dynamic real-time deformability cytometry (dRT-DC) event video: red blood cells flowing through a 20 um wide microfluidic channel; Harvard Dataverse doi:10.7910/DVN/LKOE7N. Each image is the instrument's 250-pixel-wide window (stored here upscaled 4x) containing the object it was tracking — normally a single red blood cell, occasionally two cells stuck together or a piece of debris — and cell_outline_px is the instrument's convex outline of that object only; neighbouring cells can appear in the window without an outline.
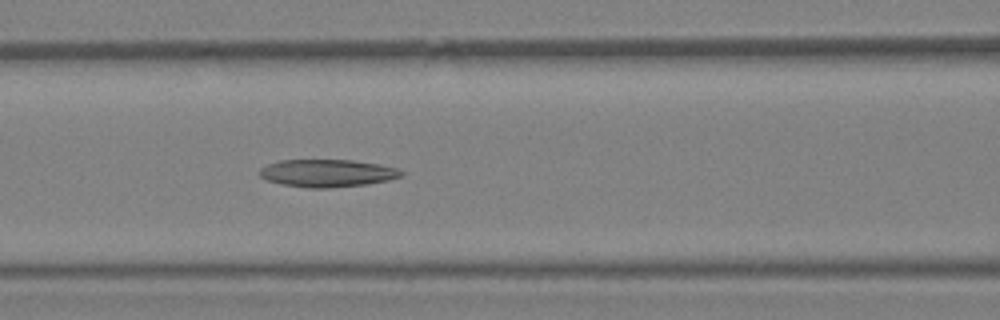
{"species": "Egyptian fruit bat (a non-hibernating species)", "species_latin": "Rousettus aegyptiacus", "temperature_condition": "warm", "stored_images_in_passage": 36, "camera_frame_rate_fps": 3000, "um_per_image_px": 0.085, "animal": {"sex": "female"}, "frame": {"image": 1, "passage_image": 15, "time_ms": 4.667, "image_size_px": [1000, 320], "cell_outline_px": [[404, 176], [388, 180], [368, 184], [328, 188], [308, 188], [284, 184], [268, 180], [260, 176], [256, 172], [260, 168], [268, 164], [280, 160], [352, 160], [380, 164], [396, 168], [404, 172]], "centroid_in_image_um": [27.83, 14.71], "position_along_channel_um": 138.8, "area_um2": 22.83}}
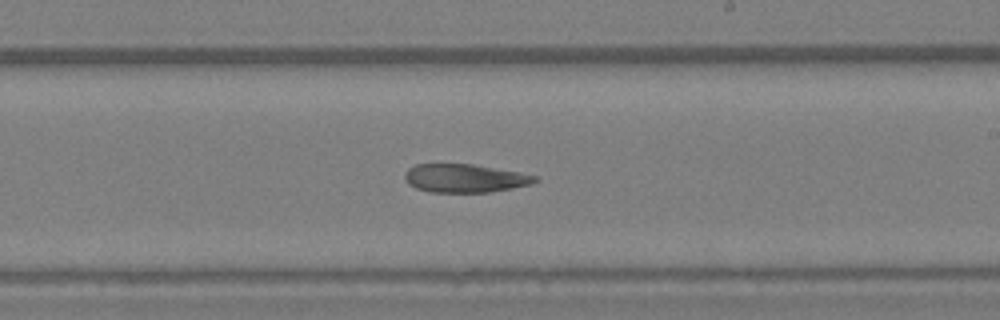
{"frame": {"image": 2, "passage_image": 21, "time_ms": 6.667, "image_size_px": [1000, 320], "cell_outline_px": [[540, 180], [532, 184], [492, 192], [432, 192], [416, 188], [408, 184], [404, 180], [404, 172], [408, 168], [416, 164], [472, 164], [520, 172], [540, 176]], "centroid_in_image_um": [39.54, 15.15], "position_along_channel_um": 249.5, "area_um2": 21.79}}
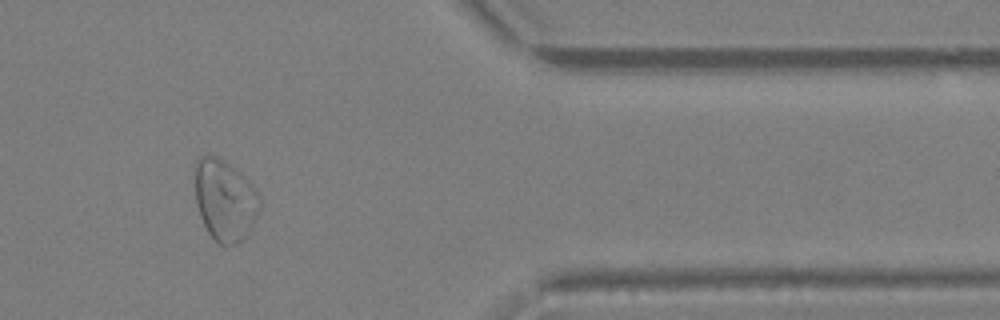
{"frame": {"image": 3, "passage_image": 30, "time_ms": 9.667, "image_size_px": [1000, 320], "cell_outline_px": [[260, 208], [252, 224], [244, 236], [236, 244], [220, 244], [208, 232], [200, 216], [196, 204], [192, 168], [196, 160], [200, 156], [216, 156], [224, 160], [240, 172], [244, 176], [260, 196]], "centroid_in_image_um": [19.05, 16.95], "position_along_channel_um": 392.3, "area_um2": 30.69}}